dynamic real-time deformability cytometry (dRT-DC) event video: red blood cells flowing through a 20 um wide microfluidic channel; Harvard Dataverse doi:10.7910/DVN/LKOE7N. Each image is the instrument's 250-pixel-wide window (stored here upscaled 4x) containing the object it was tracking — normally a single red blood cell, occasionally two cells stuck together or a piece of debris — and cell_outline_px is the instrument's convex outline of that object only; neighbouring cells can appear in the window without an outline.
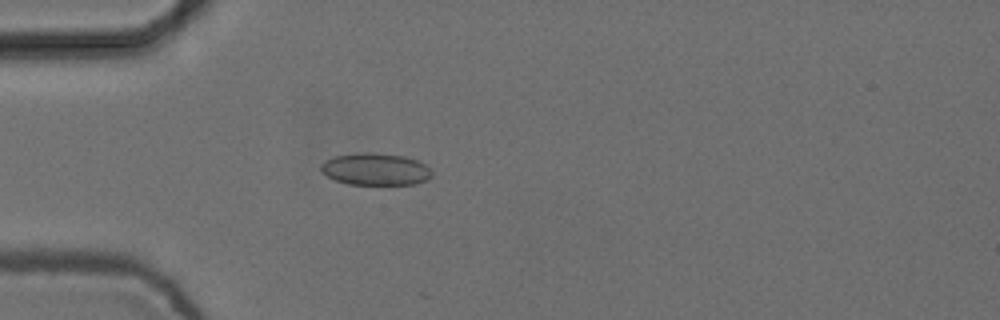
{"species": "common noctule bat (a hibernating species)", "species_latin": "Nyctalus noctula", "temperature_condition": "cold", "stored_images_in_passage": 4, "camera_frame_rate_fps": 3000, "um_per_image_px": 0.085, "animal": {"sex": "female", "body_mass_g": 24.6, "forearm_length_mm": 56.2}, "frame": {"image": 1, "passage_image": 4, "time_ms": 1.0, "image_size_px": [1000, 320], "cell_outline_px": [[432, 176], [428, 180], [412, 184], [348, 184], [336, 180], [320, 172], [320, 164], [324, 160], [336, 156], [364, 152], [372, 152], [404, 156], [416, 160], [424, 164], [432, 172]], "centroid_in_image_um": [31.89, 14.38], "position_along_channel_um": 53.1, "area_um2": 20.69}}